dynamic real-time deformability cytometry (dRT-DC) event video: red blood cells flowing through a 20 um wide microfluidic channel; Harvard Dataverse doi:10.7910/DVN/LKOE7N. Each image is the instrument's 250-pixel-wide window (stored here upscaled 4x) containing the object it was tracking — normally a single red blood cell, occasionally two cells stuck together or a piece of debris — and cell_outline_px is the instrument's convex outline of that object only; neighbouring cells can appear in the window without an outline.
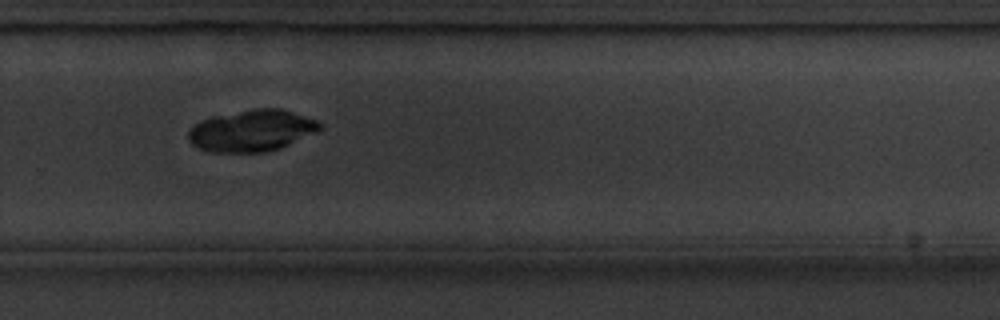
{"species": "common noctule bat (a hibernating species)", "species_latin": "Nyctalus noctula", "temperature_condition": "cold", "stored_images_in_passage": 15, "camera_frame_rate_fps": 3000, "um_per_image_px": 0.085, "animal": {"sex": "male", "body_mass_g": 20.1, "forearm_length_mm": 53.5}, "frame": {"image": 1, "passage_image": 11, "time_ms": 12.0, "image_size_px": [1000, 320], "cell_outline_px": [[324, 128], [280, 148], [268, 152], [212, 152], [200, 148], [192, 144], [188, 140], [188, 132], [200, 120], [212, 116], [252, 108], [280, 108], [316, 120], [324, 124]], "centroid_in_image_um": [21.41, 11.1], "position_along_channel_um": 308.4, "area_um2": 31.85}}
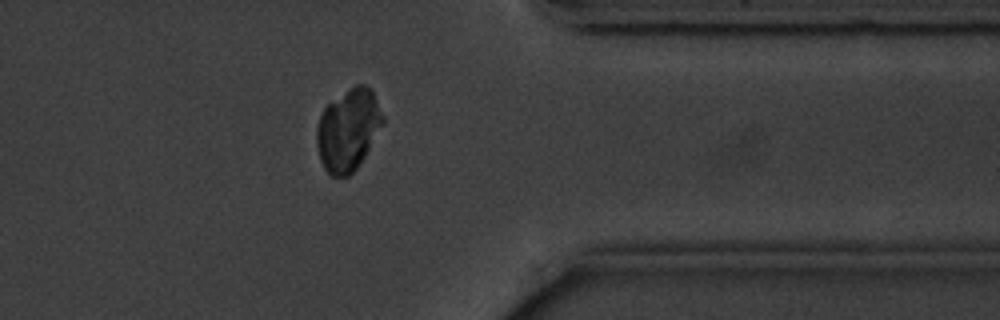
{"frame": {"image": 2, "passage_image": 13, "time_ms": 14.333, "image_size_px": [1000, 320], "cell_outline_px": [[384, 124], [364, 156], [356, 168], [348, 176], [332, 176], [324, 168], [320, 160], [316, 144], [316, 128], [320, 116], [324, 108], [328, 104], [348, 88], [356, 84], [364, 84], [372, 88], [384, 116]], "centroid_in_image_um": [29.6, 11.0], "position_along_channel_um": 381.8, "area_um2": 31.62}}
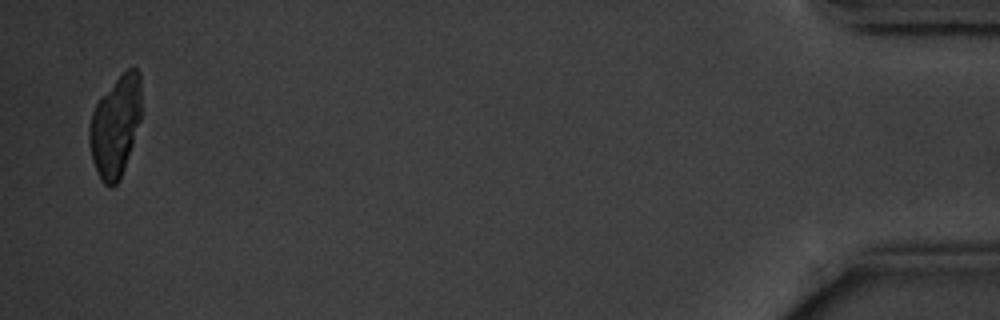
{"frame": {"image": 3, "passage_image": 15, "time_ms": 17.667, "image_size_px": [1000, 320], "cell_outline_px": [[140, 120], [120, 180], [112, 188], [108, 188], [100, 180], [92, 160], [88, 140], [88, 128], [92, 112], [100, 96], [128, 68], [136, 68], [140, 72]], "centroid_in_image_um": [9.78, 10.76], "position_along_channel_um": 425.4, "area_um2": 30.52}}